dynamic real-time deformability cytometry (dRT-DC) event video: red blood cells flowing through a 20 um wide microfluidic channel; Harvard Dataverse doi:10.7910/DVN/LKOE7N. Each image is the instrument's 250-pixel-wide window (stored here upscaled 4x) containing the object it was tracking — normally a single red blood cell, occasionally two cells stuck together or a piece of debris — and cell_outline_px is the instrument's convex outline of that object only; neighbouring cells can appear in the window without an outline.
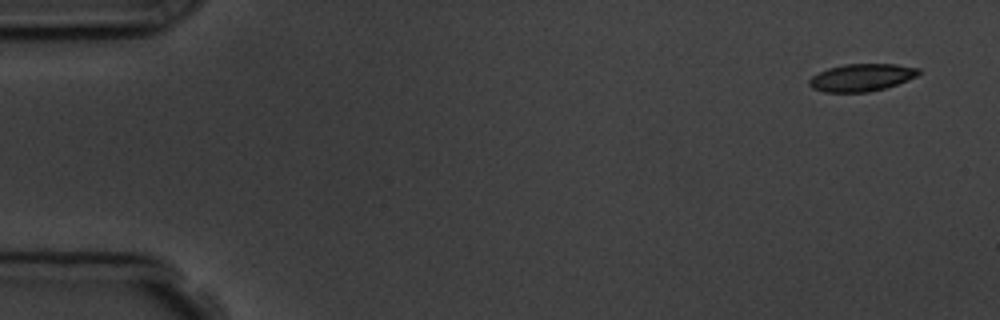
{"species": "common noctule bat (a hibernating species)", "species_latin": "Nyctalus noctula", "temperature_condition": "room temperature", "stored_images_in_passage": 10, "camera_frame_rate_fps": 3000, "um_per_image_px": 0.085, "animal": {"sex": "male", "body_mass_g": 19.5, "forearm_length_mm": 54.6}, "frame": {"image": 1, "passage_image": 1, "time_ms": 0.0, "image_size_px": [1000, 320], "cell_outline_px": [[920, 72], [916, 76], [908, 80], [884, 88], [868, 92], [824, 92], [812, 88], [808, 84], [808, 80], [812, 76], [828, 68], [844, 64], [896, 64], [920, 68]], "centroid_in_image_um": [73.22, 6.58], "position_along_channel_um": 11.8, "area_um2": 17.46}}
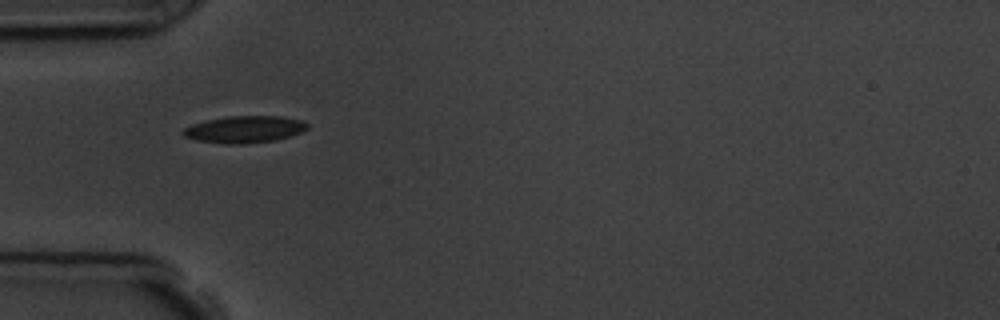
{"frame": {"image": 2, "passage_image": 5, "time_ms": 4.667, "image_size_px": [1000, 320], "cell_outline_px": [[308, 128], [292, 136], [276, 140], [244, 144], [224, 144], [196, 140], [184, 136], [180, 132], [184, 128], [192, 124], [208, 120], [228, 116], [280, 116], [304, 120], [308, 124]], "centroid_in_image_um": [20.8, 11.0], "position_along_channel_um": 64.2, "area_um2": 19.65}}
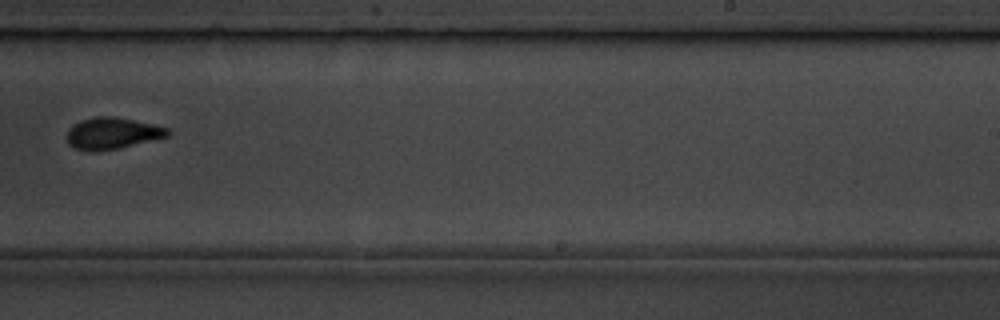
{"frame": {"image": 3, "passage_image": 10, "time_ms": 10.333, "image_size_px": [1000, 320], "cell_outline_px": [[172, 132], [168, 136], [116, 148], [96, 152], [92, 152], [72, 148], [68, 144], [68, 128], [72, 124], [80, 120], [96, 116], [112, 116], [152, 124], [168, 128]], "centroid_in_image_um": [9.48, 11.33], "position_along_channel_um": 279.5, "area_um2": 18.44}}